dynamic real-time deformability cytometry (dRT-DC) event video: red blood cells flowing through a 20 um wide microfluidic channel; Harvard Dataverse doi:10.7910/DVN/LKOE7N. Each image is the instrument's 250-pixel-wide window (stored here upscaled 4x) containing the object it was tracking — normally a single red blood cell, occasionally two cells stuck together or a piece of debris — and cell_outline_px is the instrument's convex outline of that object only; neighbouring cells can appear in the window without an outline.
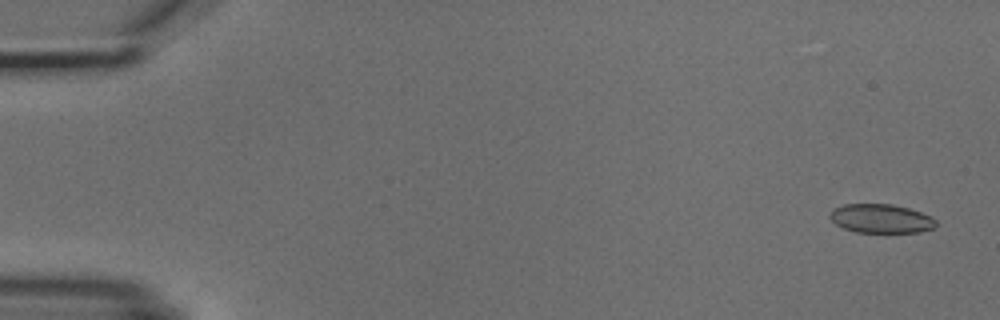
{"species": "common noctule bat (a hibernating species)", "species_latin": "Nyctalus noctula", "temperature_condition": "cold", "stored_images_in_passage": 5, "camera_frame_rate_fps": 3000, "um_per_image_px": 0.085, "animal": {"sex": "male", "body_mass_g": 18.8}, "frame": {"image": 1, "passage_image": 1, "time_ms": 0.0, "image_size_px": [1000, 320], "cell_outline_px": [[936, 224], [932, 228], [920, 232], [856, 232], [844, 228], [836, 224], [828, 216], [832, 208], [844, 204], [892, 204], [908, 208], [932, 216], [936, 220]], "centroid_in_image_um": [74.86, 18.57], "position_along_channel_um": 10.1, "area_um2": 17.86}}
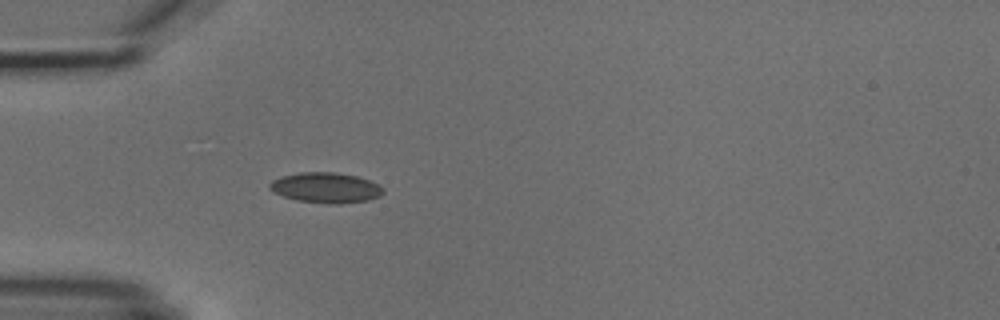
{"frame": {"image": 2, "passage_image": 5, "time_ms": 4.667, "image_size_px": [1000, 320], "cell_outline_px": [[384, 192], [380, 196], [368, 200], [340, 204], [332, 204], [296, 200], [284, 196], [268, 188], [268, 184], [272, 180], [280, 176], [300, 172], [336, 172], [356, 176], [368, 180], [384, 188]], "centroid_in_image_um": [27.68, 15.95], "position_along_channel_um": 57.3, "area_um2": 20.06}}